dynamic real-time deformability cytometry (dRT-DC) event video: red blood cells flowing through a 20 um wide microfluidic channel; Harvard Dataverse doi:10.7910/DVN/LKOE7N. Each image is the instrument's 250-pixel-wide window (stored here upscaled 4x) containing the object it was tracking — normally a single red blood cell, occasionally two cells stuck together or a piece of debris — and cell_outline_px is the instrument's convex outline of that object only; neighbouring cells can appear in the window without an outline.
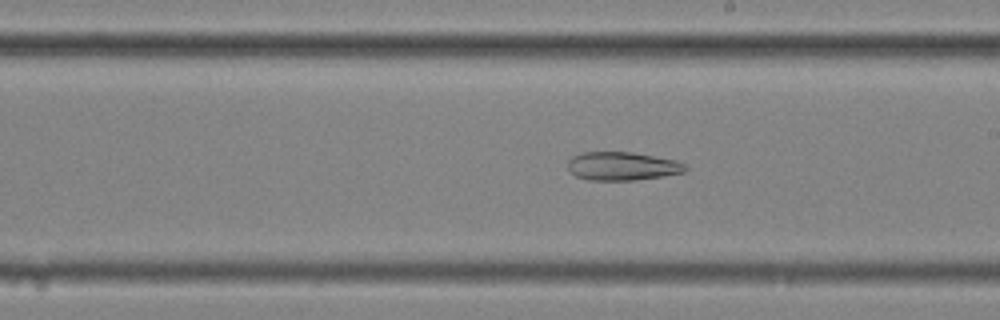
{"species": "common noctule bat (a hibernating species)", "species_latin": "Nyctalus noctula", "temperature_condition": "cold", "stored_images_in_passage": 55, "camera_frame_rate_fps": 3000, "um_per_image_px": 0.085, "animal": {"sex": "female", "body_mass_g": 25.1}, "frame": {"image": 1, "passage_image": 32, "time_ms": 10.333, "image_size_px": [1000, 320], "cell_outline_px": [[688, 168], [684, 172], [664, 176], [636, 180], [588, 180], [576, 176], [568, 168], [568, 160], [572, 156], [584, 152], [632, 152], [676, 160], [684, 164]], "centroid_in_image_um": [52.9, 14.12], "position_along_channel_um": 236.1, "area_um2": 19.48}, "authors_computed_cell_mechanics": {"area_um2": 27.744, "velocity_mm_per_s": 3.6271, "shape_relaxation_time_tau1_ms": null, "shape_relaxation_time_tau2_ms": 6.7664, "deformation_change_tau1": null, "deformation_change_tau2": 0.1643}}